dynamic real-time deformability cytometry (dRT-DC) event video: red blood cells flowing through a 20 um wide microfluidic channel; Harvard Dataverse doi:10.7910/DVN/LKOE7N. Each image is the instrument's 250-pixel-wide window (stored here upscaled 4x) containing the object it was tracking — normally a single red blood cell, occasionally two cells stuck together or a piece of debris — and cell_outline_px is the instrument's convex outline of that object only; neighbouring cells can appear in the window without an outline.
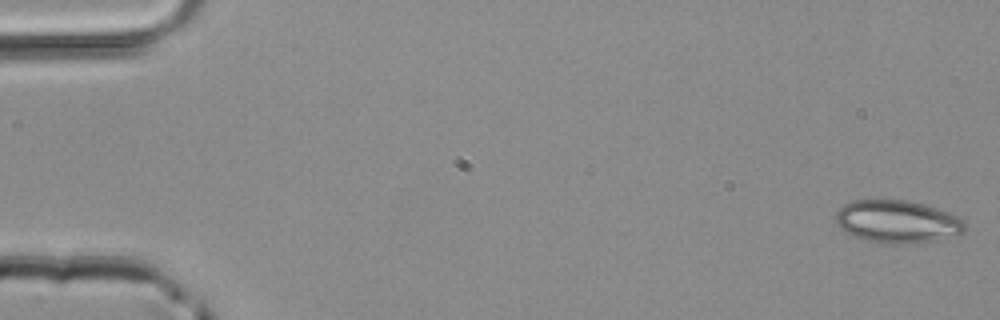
{"species": "common noctule bat (a hibernating species)", "species_latin": "Nyctalus noctula", "temperature_condition": "room temperature", "stored_images_in_passage": 49, "camera_frame_rate_fps": 3000, "um_per_image_px": 0.085, "animal": {"sex": "male", "body_mass_g": 20.4}, "frame": {"image": 1, "passage_image": 1, "time_ms": 0.0, "image_size_px": [1000, 320], "cell_outline_px": [[964, 232], [936, 240], [900, 244], [884, 244], [864, 240], [852, 236], [840, 228], [836, 220], [836, 212], [844, 204], [852, 200], [908, 200], [924, 204], [960, 216], [964, 220]], "centroid_in_image_um": [76.25, 18.83], "position_along_channel_um": 8.8, "area_um2": 32.19}}
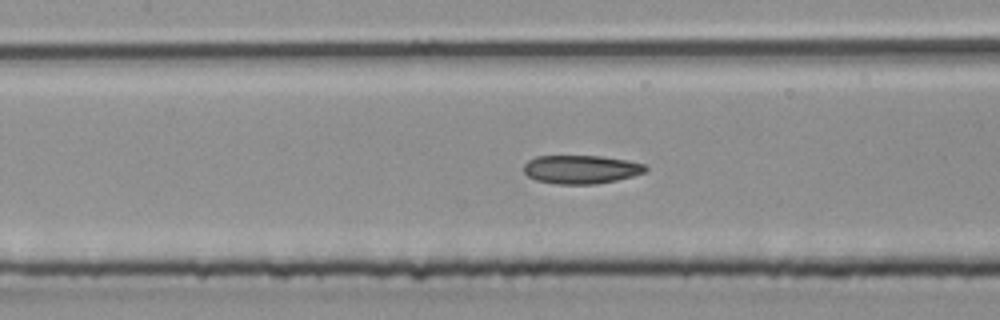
{"frame": {"image": 2, "passage_image": 22, "time_ms": 7.0, "image_size_px": [1000, 320], "cell_outline_px": [[648, 168], [644, 172], [632, 176], [616, 180], [596, 184], [556, 184], [536, 180], [528, 176], [524, 172], [524, 164], [528, 160], [536, 156], [600, 156], [628, 160], [644, 164]], "centroid_in_image_um": [49.37, 14.39], "position_along_channel_um": 158.0, "area_um2": 20.23}}
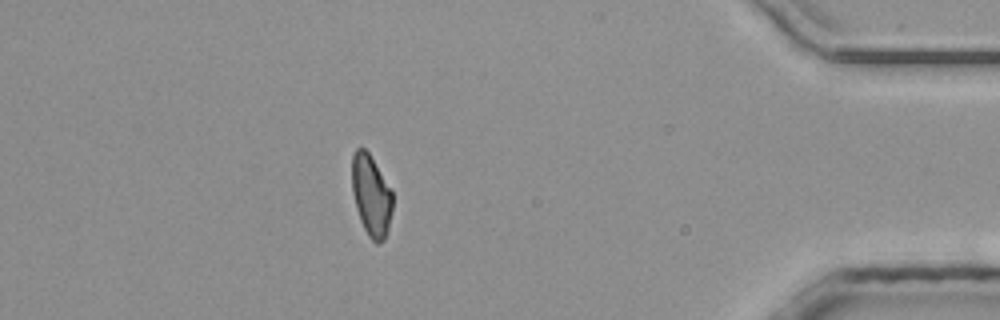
{"frame": {"image": 3, "passage_image": 42, "time_ms": 13.667, "image_size_px": [1000, 320], "cell_outline_px": [[392, 212], [388, 232], [384, 240], [380, 244], [376, 244], [368, 236], [360, 220], [356, 208], [352, 192], [352, 156], [356, 148], [364, 148], [368, 152], [392, 192]], "centroid_in_image_um": [31.55, 16.67], "position_along_channel_um": 403.7, "area_um2": 19.19}}